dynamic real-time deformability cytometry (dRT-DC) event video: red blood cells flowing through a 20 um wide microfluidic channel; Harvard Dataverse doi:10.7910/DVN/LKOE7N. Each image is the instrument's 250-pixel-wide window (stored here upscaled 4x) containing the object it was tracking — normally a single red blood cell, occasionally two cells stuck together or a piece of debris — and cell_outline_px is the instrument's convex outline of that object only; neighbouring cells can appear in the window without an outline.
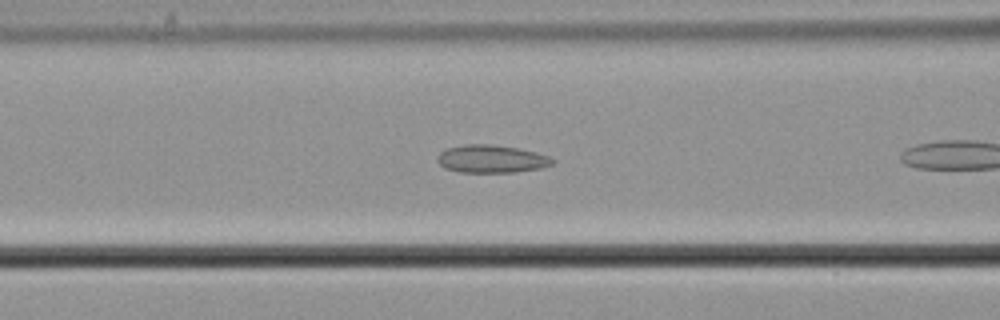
{"species": "common noctule bat (a hibernating species)", "species_latin": "Nyctalus noctula", "temperature_condition": "cold", "stored_images_in_passage": 8, "camera_frame_rate_fps": 3000, "um_per_image_px": 0.085, "animal": {"sex": "male", "body_mass_g": 21.5, "forearm_length_mm": 52.0}, "frame": {"image": 1, "passage_image": 7, "time_ms": 2.0, "image_size_px": [1000, 320], "cell_outline_px": [[556, 160], [552, 164], [540, 168], [516, 172], [460, 172], [444, 168], [436, 160], [436, 156], [440, 152], [448, 148], [464, 144], [492, 144], [520, 148], [536, 152], [548, 156]], "centroid_in_image_um": [41.76, 13.5], "position_along_channel_um": 124.8, "area_um2": 18.79}}